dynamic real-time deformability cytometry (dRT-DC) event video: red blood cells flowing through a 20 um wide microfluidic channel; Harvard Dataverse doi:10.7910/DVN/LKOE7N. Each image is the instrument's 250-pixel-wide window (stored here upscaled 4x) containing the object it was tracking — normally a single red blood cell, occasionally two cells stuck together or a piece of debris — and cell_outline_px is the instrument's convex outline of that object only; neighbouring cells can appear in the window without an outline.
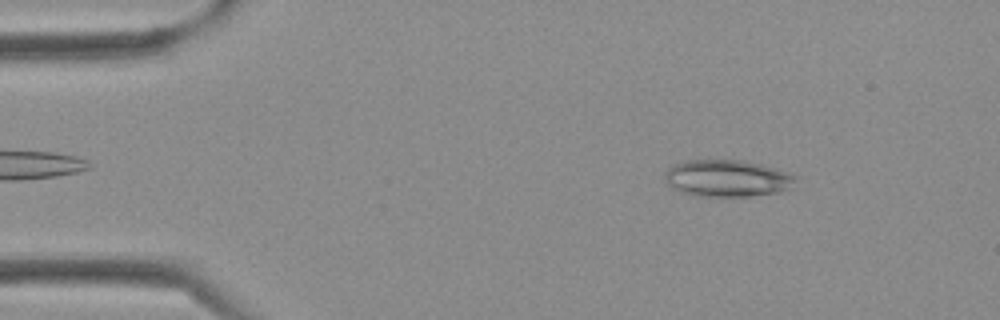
{"species": "Egyptian fruit bat (a non-hibernating species)", "species_latin": "Rousettus aegyptiacus", "temperature_condition": "cold", "stored_images_in_passage": 38, "camera_frame_rate_fps": 3000, "um_per_image_px": 0.085, "frame": {"image": 1, "passage_image": 4, "time_ms": 1.0, "image_size_px": [1000, 320], "cell_outline_px": [[800, 176], [792, 188], [780, 192], [752, 196], [696, 196], [680, 192], [672, 188], [664, 180], [664, 172], [668, 168], [676, 164], [688, 160], [744, 160], [776, 168]], "centroid_in_image_um": [61.86, 15.16], "position_along_channel_um": 23.1, "area_um2": 28.55}}
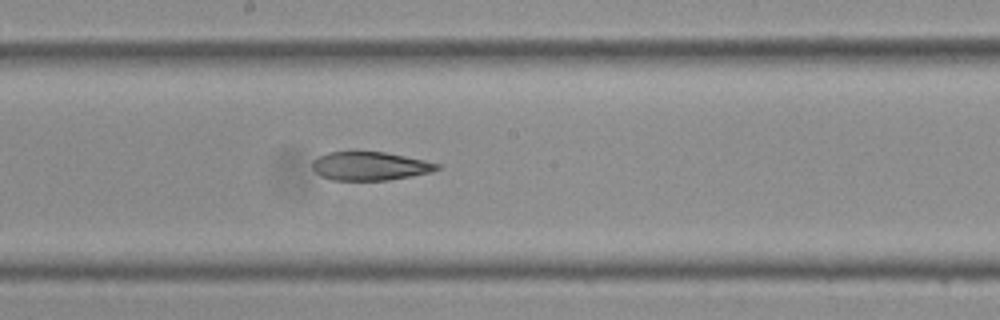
{"frame": {"image": 2, "passage_image": 19, "time_ms": 6.0, "image_size_px": [1000, 320], "cell_outline_px": [[440, 168], [432, 172], [412, 176], [388, 180], [332, 180], [320, 176], [312, 168], [312, 160], [328, 152], [356, 148], [384, 152], [424, 160], [440, 164]], "centroid_in_image_um": [31.4, 14.07], "position_along_channel_um": 216.8, "area_um2": 21.5}}
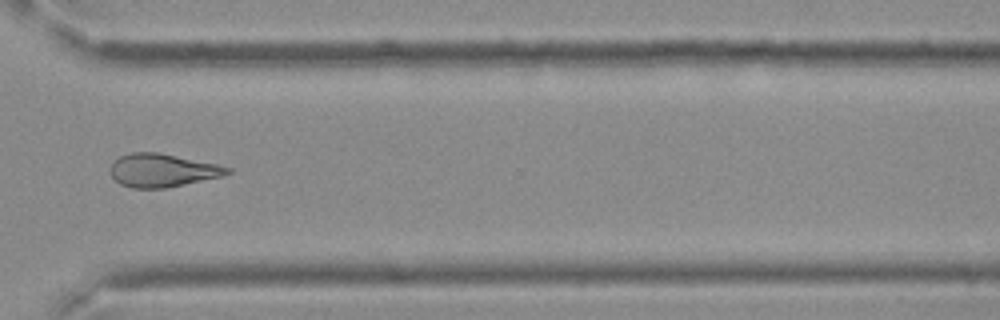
{"frame": {"image": 3, "passage_image": 27, "time_ms": 8.667, "image_size_px": [1000, 320], "cell_outline_px": [[232, 172], [220, 176], [164, 188], [132, 188], [120, 184], [112, 176], [112, 164], [120, 156], [132, 152], [156, 152], [216, 164], [232, 168]], "centroid_in_image_um": [13.79, 14.48], "position_along_channel_um": 356.8, "area_um2": 22.08}}